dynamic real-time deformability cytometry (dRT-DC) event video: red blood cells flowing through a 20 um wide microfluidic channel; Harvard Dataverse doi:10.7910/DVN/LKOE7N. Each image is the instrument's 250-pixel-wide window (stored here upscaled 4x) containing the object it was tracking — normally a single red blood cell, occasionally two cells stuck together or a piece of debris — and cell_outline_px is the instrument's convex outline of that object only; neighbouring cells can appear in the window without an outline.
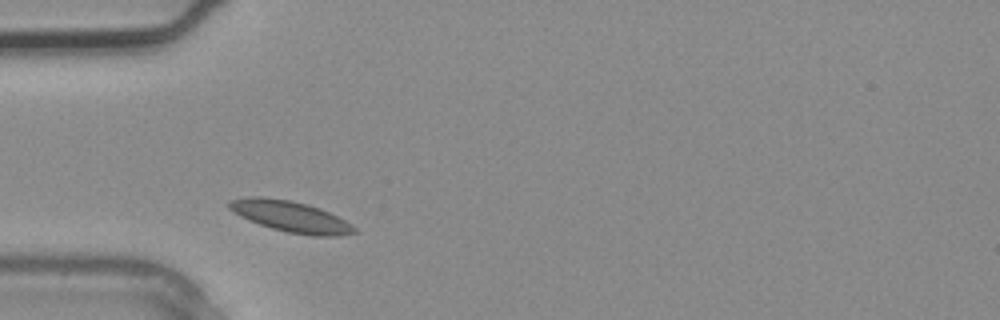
{"species": "common noctule bat (a hibernating species)", "species_latin": "Nyctalus noctula", "temperature_condition": "warm", "stored_images_in_passage": 1, "camera_frame_rate_fps": 3000, "um_per_image_px": 0.085, "animal": {"sex": "male", "body_mass_g": 20.4}, "frame": {"image": 1, "passage_image": 1, "time_ms": 0.0, "image_size_px": [1000, 320], "cell_outline_px": [[356, 232], [340, 236], [312, 236], [288, 232], [272, 228], [248, 220], [240, 216], [228, 208], [224, 204], [228, 200], [248, 196], [264, 196], [288, 200], [308, 204], [320, 208], [352, 224], [356, 228]], "centroid_in_image_um": [24.65, 18.39], "position_along_channel_um": 60.3, "area_um2": 22.77}}